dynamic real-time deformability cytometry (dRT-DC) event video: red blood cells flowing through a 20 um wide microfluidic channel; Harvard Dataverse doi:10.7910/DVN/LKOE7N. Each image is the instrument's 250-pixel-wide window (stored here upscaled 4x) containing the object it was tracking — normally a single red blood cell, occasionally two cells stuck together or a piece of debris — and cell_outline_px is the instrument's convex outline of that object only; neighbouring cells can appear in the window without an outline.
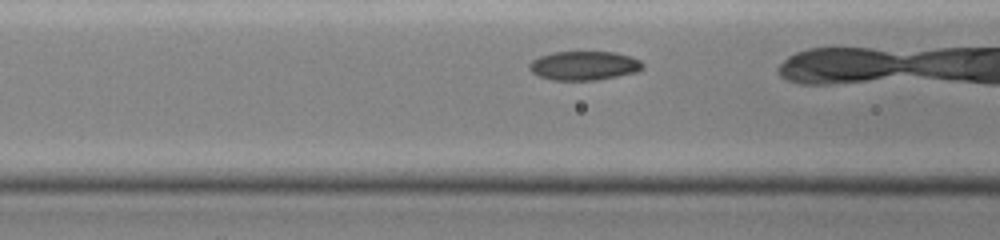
{"species": "common noctule bat (a hibernating species)", "species_latin": "Nyctalus noctula", "temperature_condition": "cold", "stored_images_in_passage": 8, "camera_frame_rate_fps": 3000, "um_per_image_px": 0.085, "animal": {"sex": "female", "body_mass_g": 19.0, "forearm_length_mm": 51.5}, "frame": {"image": 1, "passage_image": 7, "time_ms": 1.667, "image_size_px": [1000, 240], "cell_outline_px": [[644, 68], [636, 72], [596, 80], [552, 80], [540, 76], [532, 72], [528, 68], [528, 64], [532, 60], [540, 56], [552, 52], [616, 52], [640, 60], [644, 64]], "centroid_in_image_um": [49.63, 5.58], "position_along_channel_um": 117.0, "area_um2": 19.13}}